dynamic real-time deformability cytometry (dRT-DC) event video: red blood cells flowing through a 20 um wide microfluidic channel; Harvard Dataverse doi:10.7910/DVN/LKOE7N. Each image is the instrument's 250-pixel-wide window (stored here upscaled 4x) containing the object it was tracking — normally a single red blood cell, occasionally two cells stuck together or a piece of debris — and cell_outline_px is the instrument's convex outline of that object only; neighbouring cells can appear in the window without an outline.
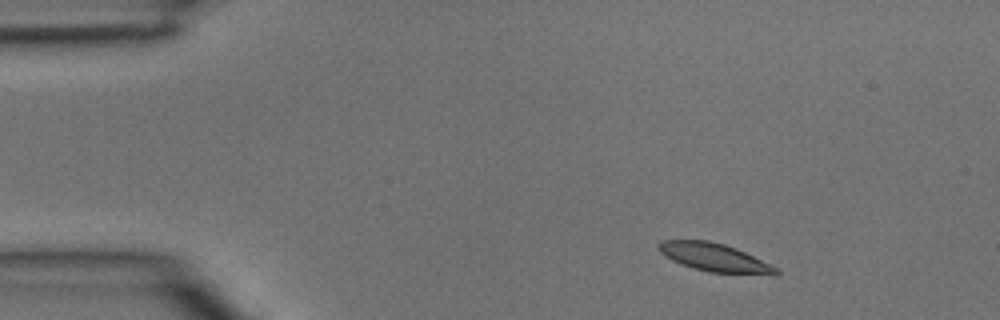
{"species": "common noctule bat (a hibernating species)", "species_latin": "Nyctalus noctula", "temperature_condition": "room temperature", "stored_images_in_passage": 4, "camera_frame_rate_fps": 3000, "um_per_image_px": 0.085, "animal": {"sex": "male", "body_mass_g": 15.6}, "frame": {"image": 1, "passage_image": 1, "time_ms": 0.0, "image_size_px": [1000, 320], "cell_outline_px": [[780, 272], [708, 272], [692, 268], [680, 264], [664, 256], [656, 248], [656, 244], [660, 240], [708, 240], [724, 244], [736, 248], [776, 268]], "centroid_in_image_um": [60.49, 21.82], "position_along_channel_um": 24.5, "area_um2": 18.5}}
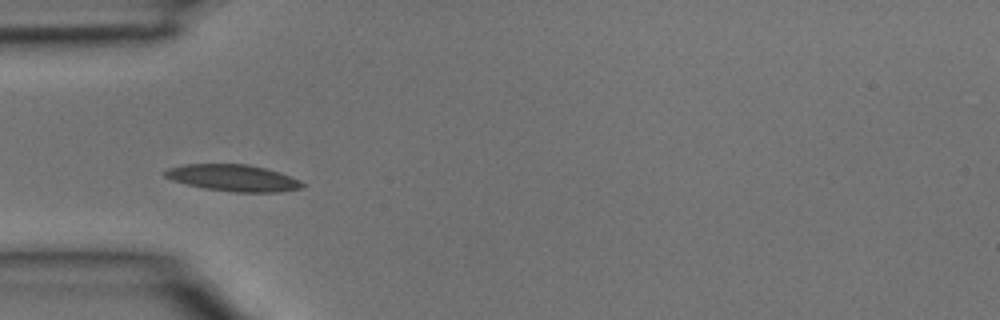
{"frame": {"image": 2, "passage_image": 3, "time_ms": 0.667, "image_size_px": [1000, 320], "cell_outline_px": [[304, 188], [280, 192], [236, 192], [204, 188], [172, 180], [164, 176], [160, 172], [168, 168], [184, 164], [248, 164], [280, 172], [300, 180], [304, 184]], "centroid_in_image_um": [19.82, 15.12], "position_along_channel_um": 65.2, "area_um2": 21.39}}